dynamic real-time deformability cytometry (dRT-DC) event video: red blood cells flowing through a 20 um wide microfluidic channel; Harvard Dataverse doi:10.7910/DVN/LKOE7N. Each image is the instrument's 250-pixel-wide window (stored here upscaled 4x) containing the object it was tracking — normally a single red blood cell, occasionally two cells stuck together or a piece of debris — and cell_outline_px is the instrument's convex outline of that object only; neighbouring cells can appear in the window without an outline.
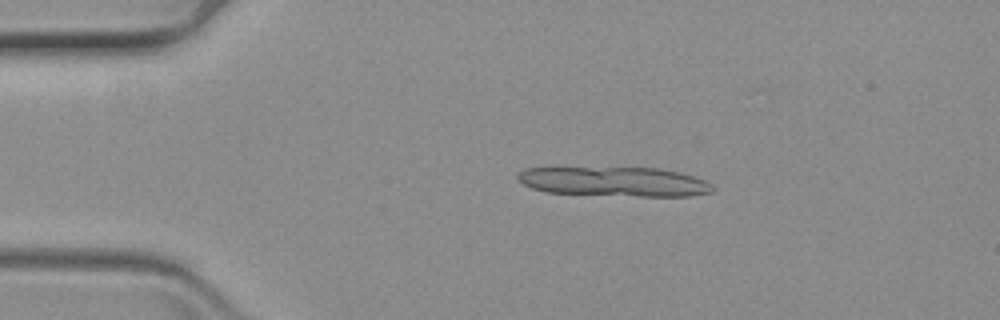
{"species": "common noctule bat (a hibernating species)", "species_latin": "Nyctalus noctula", "temperature_condition": "warm", "stored_images_in_passage": 17, "camera_frame_rate_fps": 3000, "um_per_image_px": 0.085, "animal": {"sex": "female", "body_mass_g": 19.3, "forearm_length_mm": 54.1}, "frame": {"image": 1, "passage_image": 12, "time_ms": 3.667, "image_size_px": [1000, 320], "cell_outline_px": [[716, 188], [712, 192], [692, 196], [640, 196], [544, 192], [532, 188], [524, 184], [516, 176], [524, 168], [660, 168], [680, 172], [704, 180], [712, 184]], "centroid_in_image_um": [52.27, 15.44], "position_along_channel_um": 32.7, "area_um2": 33.35}}